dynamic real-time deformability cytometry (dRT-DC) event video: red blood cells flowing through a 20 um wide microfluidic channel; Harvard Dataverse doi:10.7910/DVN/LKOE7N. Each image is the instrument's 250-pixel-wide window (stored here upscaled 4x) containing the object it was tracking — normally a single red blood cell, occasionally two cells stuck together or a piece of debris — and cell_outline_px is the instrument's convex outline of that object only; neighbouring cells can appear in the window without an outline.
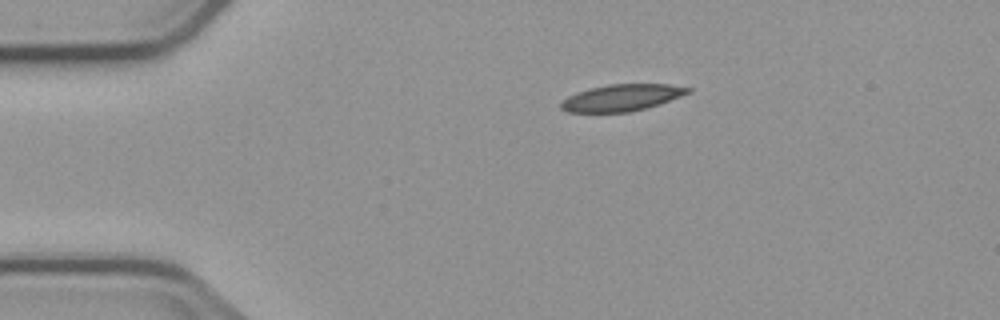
{"species": "common noctule bat (a hibernating species)", "species_latin": "Nyctalus noctula", "temperature_condition": "cold", "stored_images_in_passage": 3, "camera_frame_rate_fps": 3000, "um_per_image_px": 0.085, "animal": {"sex": "male", "body_mass_g": 23.1, "forearm_length_mm": 52.7}, "frame": {"image": 1, "passage_image": 1, "time_ms": 0.0, "image_size_px": [1000, 320], "cell_outline_px": [[692, 92], [660, 104], [632, 112], [568, 112], [560, 108], [560, 104], [568, 96], [576, 92], [588, 88], [608, 84], [668, 84], [692, 88]], "centroid_in_image_um": [52.87, 8.3], "position_along_channel_um": 32.1, "area_um2": 19.88}}
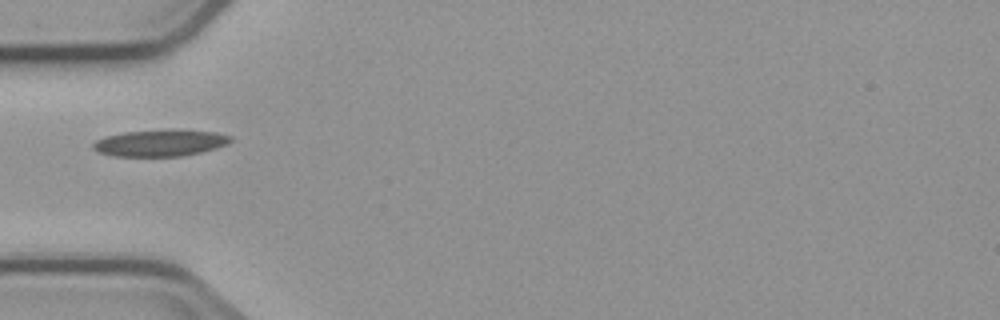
{"frame": {"image": 2, "passage_image": 3, "time_ms": 2.333, "image_size_px": [1000, 320], "cell_outline_px": [[232, 140], [228, 144], [216, 148], [200, 152], [180, 156], [112, 156], [96, 152], [92, 148], [92, 144], [96, 140], [104, 136], [124, 132], [216, 132], [232, 136]], "centroid_in_image_um": [13.54, 12.2], "position_along_channel_um": 71.5, "area_um2": 20.46}}